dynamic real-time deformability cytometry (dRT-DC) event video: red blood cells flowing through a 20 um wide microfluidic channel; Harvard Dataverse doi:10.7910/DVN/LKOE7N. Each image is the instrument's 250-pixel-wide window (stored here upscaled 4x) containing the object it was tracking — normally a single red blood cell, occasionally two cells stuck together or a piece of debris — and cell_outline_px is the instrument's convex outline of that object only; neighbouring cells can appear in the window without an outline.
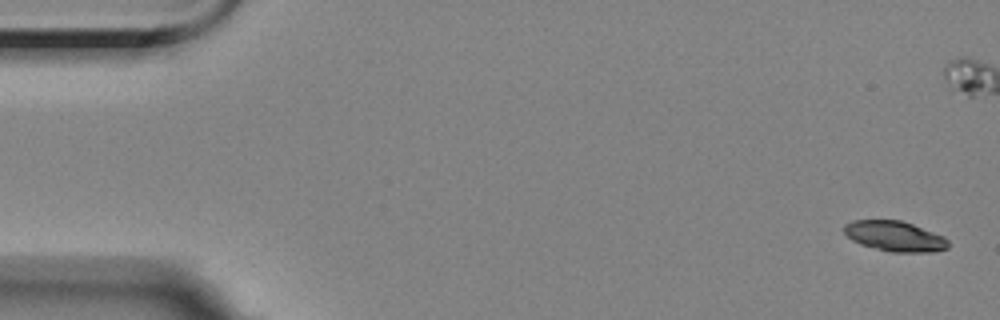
{"species": "Egyptian fruit bat (a non-hibernating species)", "species_latin": "Rousettus aegyptiacus", "temperature_condition": "room temperature", "stored_images_in_passage": 6, "camera_frame_rate_fps": 3000, "um_per_image_px": 0.085, "animal": {"sex": "female"}, "frame": {"image": 1, "passage_image": 1, "time_ms": 0.0, "image_size_px": [1000, 320], "cell_outline_px": [[948, 248], [932, 252], [892, 252], [860, 244], [852, 240], [844, 232], [844, 224], [852, 220], [900, 220], [912, 224], [944, 236], [948, 240]], "centroid_in_image_um": [76.05, 20.07], "position_along_channel_um": 8.9, "area_um2": 18.26}}